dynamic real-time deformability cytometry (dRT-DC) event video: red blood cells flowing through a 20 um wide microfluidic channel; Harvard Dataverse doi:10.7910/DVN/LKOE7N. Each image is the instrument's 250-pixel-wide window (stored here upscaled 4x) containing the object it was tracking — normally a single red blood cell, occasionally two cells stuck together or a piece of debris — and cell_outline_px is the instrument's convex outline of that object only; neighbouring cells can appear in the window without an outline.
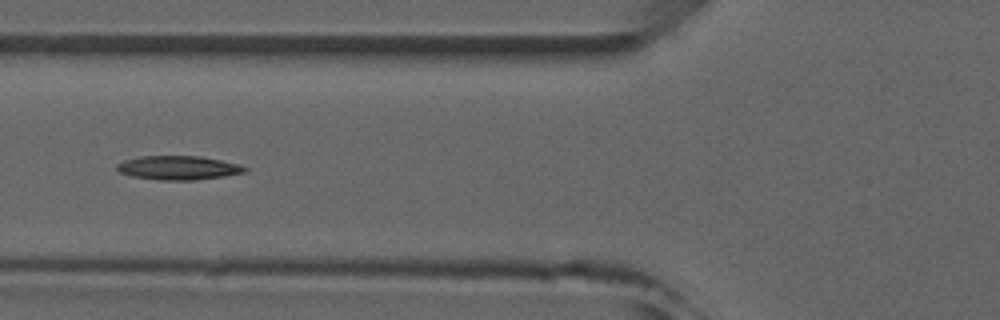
{"species": "common noctule bat (a hibernating species)", "species_latin": "Nyctalus noctula", "temperature_condition": "room temperature", "stored_images_in_passage": 7, "camera_frame_rate_fps": 3000, "um_per_image_px": 0.085, "animal": {"sex": "male", "forearm_length_mm": 52.5}, "frame": {"image": 1, "passage_image": 5, "time_ms": 4.667, "image_size_px": [1000, 320], "cell_outline_px": [[248, 172], [224, 176], [196, 180], [160, 180], [132, 176], [120, 172], [116, 168], [116, 164], [124, 160], [140, 156], [200, 156], [240, 164], [248, 168]], "centroid_in_image_um": [15.18, 14.26], "position_along_channel_um": 110.6, "area_um2": 17.92}}
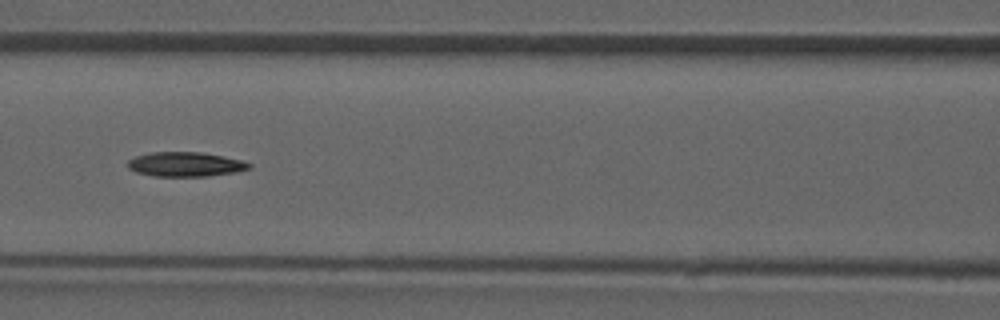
{"frame": {"image": 2, "passage_image": 6, "time_ms": 5.667, "image_size_px": [1000, 320], "cell_outline_px": [[252, 168], [236, 172], [208, 176], [152, 176], [136, 172], [128, 168], [128, 160], [136, 156], [152, 152], [200, 152], [224, 156], [240, 160], [252, 164]], "centroid_in_image_um": [15.77, 13.97], "position_along_channel_um": 150.8, "area_um2": 17.34}}